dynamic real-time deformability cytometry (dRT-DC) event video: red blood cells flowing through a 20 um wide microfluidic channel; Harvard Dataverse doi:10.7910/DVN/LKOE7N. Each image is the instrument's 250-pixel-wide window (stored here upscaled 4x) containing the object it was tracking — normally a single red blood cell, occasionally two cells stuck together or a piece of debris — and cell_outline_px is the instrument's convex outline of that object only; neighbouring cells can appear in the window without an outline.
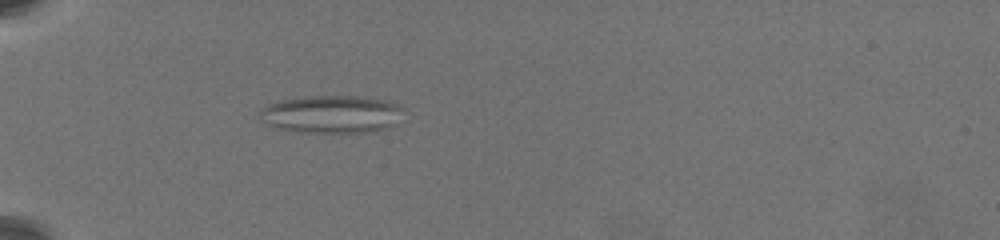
{"species": "common noctule bat (a hibernating species)", "species_latin": "Nyctalus noctula", "temperature_condition": "warm", "stored_images_in_passage": 2, "camera_frame_rate_fps": 3000, "um_per_image_px": 0.085, "animal": {"sex": "female", "body_mass_g": 19.5, "forearm_length_mm": 54.1}, "frame": {"image": 1, "passage_image": 1, "time_ms": 0.0, "image_size_px": [1000, 240], "cell_outline_px": [[400, 108], [392, 124], [388, 128], [368, 132], [300, 132], [280, 128], [264, 120], [260, 116], [260, 112], [268, 104], [280, 100], [304, 96], [356, 96], [384, 100], [396, 104]], "centroid_in_image_um": [28.13, 9.7], "position_along_channel_um": 56.9, "area_um2": 30.63}}